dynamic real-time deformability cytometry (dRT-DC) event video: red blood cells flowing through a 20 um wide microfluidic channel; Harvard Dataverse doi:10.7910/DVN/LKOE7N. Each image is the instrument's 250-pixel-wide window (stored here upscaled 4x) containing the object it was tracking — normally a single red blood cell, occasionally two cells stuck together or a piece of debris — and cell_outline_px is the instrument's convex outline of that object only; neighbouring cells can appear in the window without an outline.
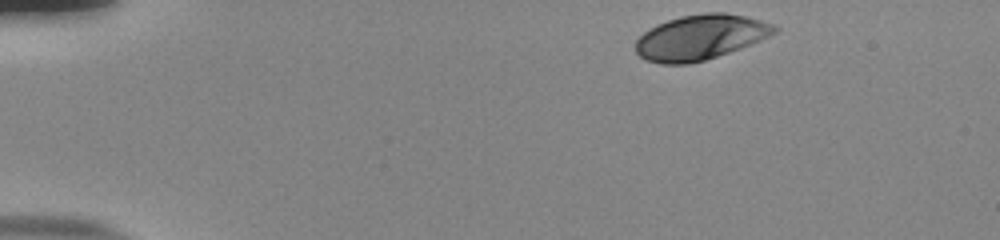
{"species": "human", "species_latin": "Homo sapiens", "temperature_condition": "room temperature", "stored_images_in_passage": 41, "camera_frame_rate_fps": 3000, "um_per_image_px": 0.085, "donor": {"sex": "male"}, "frame": {"image": 1, "passage_image": 1, "time_ms": 0.0, "image_size_px": [1000, 240], "cell_outline_px": [[780, 28], [776, 32], [748, 44], [728, 52], [704, 60], [688, 64], [660, 64], [644, 60], [636, 52], [636, 40], [648, 28], [656, 24], [680, 16], [704, 12], [724, 12], [744, 16], [760, 20], [772, 24]], "centroid_in_image_um": [59.46, 3.16], "position_along_channel_um": 25.5, "area_um2": 36.13}}
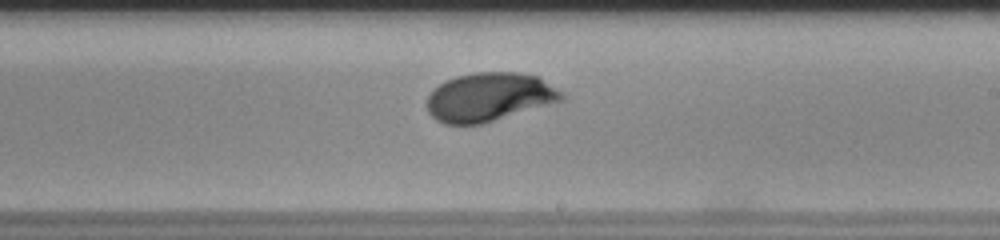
{"frame": {"image": 2, "passage_image": 26, "time_ms": 8.333, "image_size_px": [1000, 240], "cell_outline_px": [[564, 100], [480, 124], [444, 124], [436, 120], [428, 112], [428, 96], [432, 88], [456, 76], [472, 72], [516, 72], [536, 76], [564, 92]], "centroid_in_image_um": [41.57, 8.24], "position_along_channel_um": 247.4, "area_um2": 37.97}}
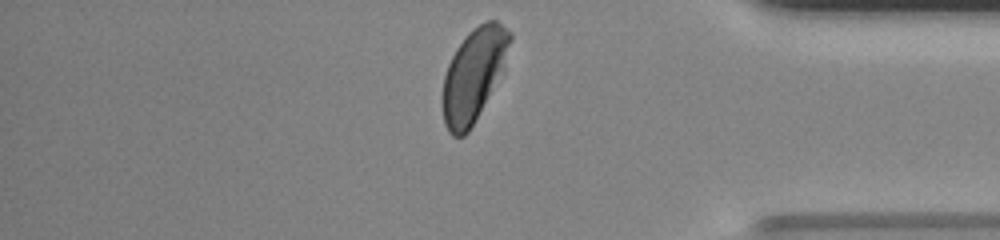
{"frame": {"image": 3, "passage_image": 39, "time_ms": 12.667, "image_size_px": [1000, 240], "cell_outline_px": [[512, 40], [504, 72], [468, 132], [464, 136], [452, 136], [448, 132], [444, 124], [440, 104], [440, 96], [444, 76], [448, 64], [456, 48], [468, 32], [472, 28], [484, 20], [496, 20], [512, 32]], "centroid_in_image_um": [40.26, 6.35], "position_along_channel_um": 394.9, "area_um2": 37.4}, "authors_computed_cell_mechanics": {"area_um2": 37.6278, "velocity_mm_per_s": 3.8237, "shape_relaxation_time_tau1_ms": 3.2332, "shape_relaxation_time_tau2_ms": null, "deformation_change_tau1": 0.1587, "deformation_change_tau2": null}}